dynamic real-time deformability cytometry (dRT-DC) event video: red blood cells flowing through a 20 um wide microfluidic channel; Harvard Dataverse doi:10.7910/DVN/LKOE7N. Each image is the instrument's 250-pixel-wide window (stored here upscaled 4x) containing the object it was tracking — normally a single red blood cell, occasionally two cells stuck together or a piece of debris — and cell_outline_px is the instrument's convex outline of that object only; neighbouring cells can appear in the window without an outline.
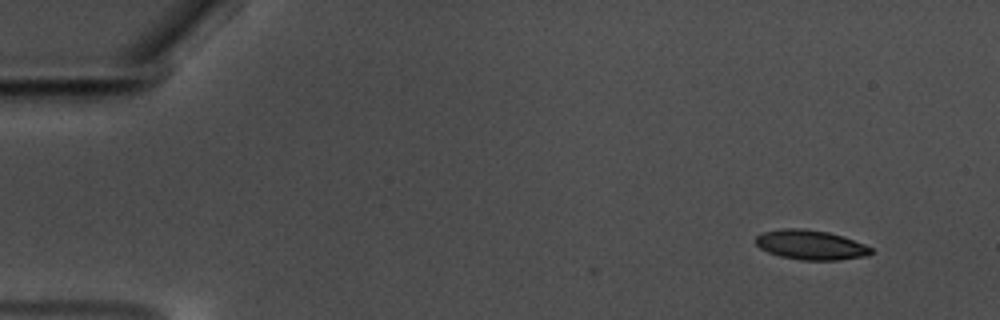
{"species": "common noctule bat (a hibernating species)", "species_latin": "Nyctalus noctula", "temperature_condition": "warm", "stored_images_in_passage": 3, "camera_frame_rate_fps": 3000, "um_per_image_px": 0.085, "animal": {"sex": "male", "body_mass_g": 17.5, "forearm_length_mm": 52.3}, "frame": {"image": 1, "passage_image": 3, "time_ms": 0.667, "image_size_px": [1000, 320], "cell_outline_px": [[872, 252], [868, 256], [836, 260], [800, 260], [780, 256], [768, 252], [760, 248], [756, 244], [756, 236], [760, 232], [780, 228], [804, 228], [828, 232], [844, 236], [864, 244], [872, 248]], "centroid_in_image_um": [68.89, 20.8], "position_along_channel_um": 16.1, "area_um2": 20.11}}